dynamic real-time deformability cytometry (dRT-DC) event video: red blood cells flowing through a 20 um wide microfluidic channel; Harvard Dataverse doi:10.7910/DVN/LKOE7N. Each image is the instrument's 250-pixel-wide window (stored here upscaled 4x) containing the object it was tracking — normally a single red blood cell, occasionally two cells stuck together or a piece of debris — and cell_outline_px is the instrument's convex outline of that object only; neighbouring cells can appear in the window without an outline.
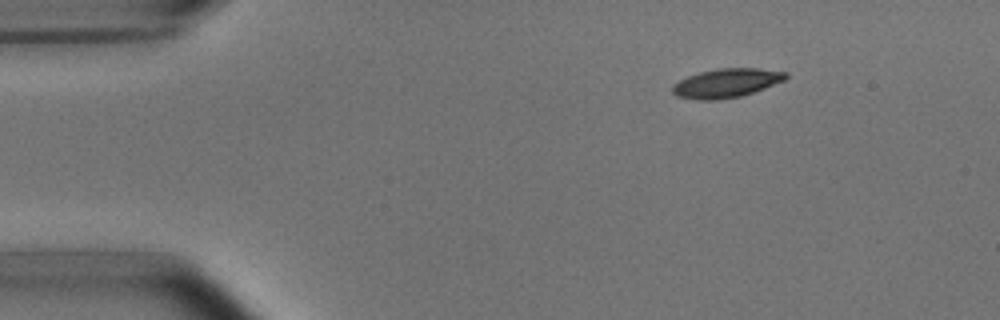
{"species": "common noctule bat (a hibernating species)", "species_latin": "Nyctalus noctula", "temperature_condition": "room temperature", "stored_images_in_passage": 5, "camera_frame_rate_fps": 3000, "um_per_image_px": 0.085, "animal": {"sex": "male", "body_mass_g": 15.6}, "frame": {"image": 1, "passage_image": 2, "time_ms": 1.333, "image_size_px": [1000, 320], "cell_outline_px": [[788, 76], [784, 80], [764, 88], [740, 96], [716, 100], [700, 100], [676, 96], [672, 92], [672, 84], [688, 76], [700, 72], [720, 68], [756, 68], [788, 72]], "centroid_in_image_um": [61.72, 7.06], "position_along_channel_um": 23.3, "area_um2": 18.96}}